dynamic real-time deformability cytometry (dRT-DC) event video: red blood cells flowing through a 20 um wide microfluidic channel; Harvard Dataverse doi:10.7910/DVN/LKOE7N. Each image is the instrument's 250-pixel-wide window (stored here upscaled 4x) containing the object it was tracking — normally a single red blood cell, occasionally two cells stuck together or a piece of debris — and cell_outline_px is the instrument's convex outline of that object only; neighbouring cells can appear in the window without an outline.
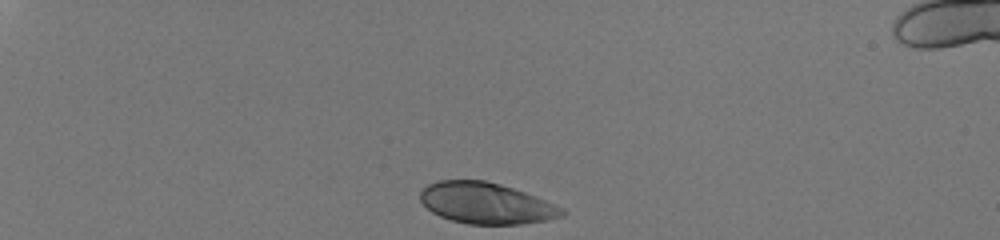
{"species": "human", "species_latin": "Homo sapiens", "temperature_condition": "room temperature", "stored_images_in_passage": 34, "camera_frame_rate_fps": 3000, "um_per_image_px": 0.085, "donor": {"sex": "male"}, "frame": {"image": 1, "passage_image": 1, "time_ms": 0.0, "image_size_px": [1000, 240], "cell_outline_px": [[568, 212], [564, 216], [548, 220], [520, 224], [468, 224], [452, 220], [440, 216], [432, 212], [420, 200], [420, 188], [428, 184], [440, 180], [484, 180], [500, 184], [524, 192], [564, 208]], "centroid_in_image_um": [41.32, 17.27], "position_along_channel_um": 43.7, "area_um2": 33.99}}
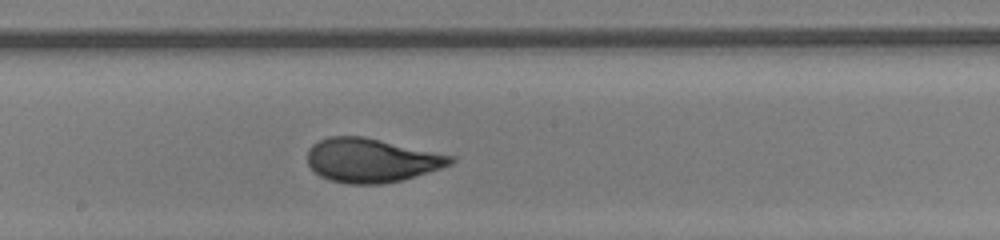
{"frame": {"image": 2, "passage_image": 20, "time_ms": 6.333, "image_size_px": [1000, 240], "cell_outline_px": [[456, 160], [452, 164], [440, 168], [400, 180], [380, 184], [348, 184], [328, 180], [320, 176], [308, 164], [308, 148], [312, 144], [328, 136], [364, 136], [456, 156]], "centroid_in_image_um": [31.57, 13.61], "position_along_channel_um": 216.6, "area_um2": 36.7}}
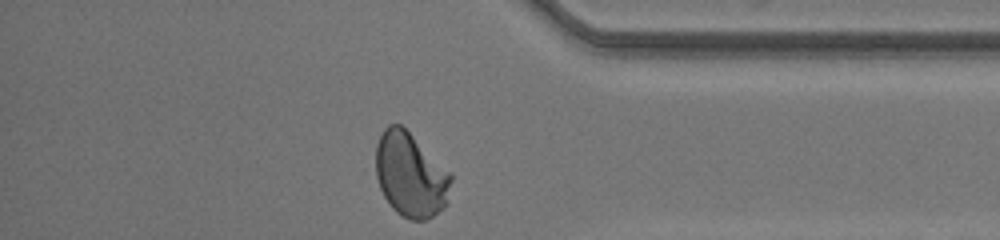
{"frame": {"image": 3, "passage_image": 34, "time_ms": 11.0, "image_size_px": [1000, 240], "cell_outline_px": [[452, 180], [448, 204], [444, 208], [428, 220], [408, 220], [396, 212], [392, 208], [384, 196], [380, 188], [376, 176], [376, 144], [384, 128], [388, 124], [400, 124], [452, 172]], "centroid_in_image_um": [34.93, 14.89], "position_along_channel_um": 400.3, "area_um2": 37.45}, "authors_computed_cell_mechanics": {"area_um2": 35.9516, "velocity_mm_per_s": 4.0818, "shape_relaxation_time_tau1_ms": 4.0886, "shape_relaxation_time_tau2_ms": null, "deformation_change_tau1": 0.1916, "deformation_change_tau2": null}}